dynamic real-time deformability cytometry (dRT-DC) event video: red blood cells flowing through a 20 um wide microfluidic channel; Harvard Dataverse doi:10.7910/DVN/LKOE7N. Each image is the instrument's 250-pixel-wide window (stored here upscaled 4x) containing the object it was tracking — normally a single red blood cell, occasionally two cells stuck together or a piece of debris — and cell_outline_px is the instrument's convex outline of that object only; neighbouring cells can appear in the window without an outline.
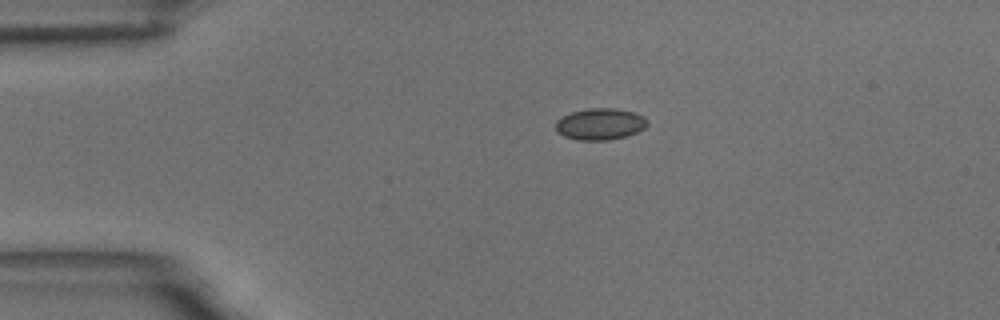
{"species": "common noctule bat (a hibernating species)", "species_latin": "Nyctalus noctula", "temperature_condition": "room temperature", "stored_images_in_passage": 4, "camera_frame_rate_fps": 3000, "um_per_image_px": 0.085, "animal": {"sex": "male", "body_mass_g": 18.8}, "frame": {"image": 1, "passage_image": 4, "time_ms": 4.333, "image_size_px": [1000, 320], "cell_outline_px": [[648, 124], [644, 128], [628, 136], [608, 140], [576, 140], [564, 136], [556, 132], [556, 120], [560, 116], [572, 112], [588, 108], [616, 108], [632, 112], [644, 116], [648, 120]], "centroid_in_image_um": [50.99, 10.54], "position_along_channel_um": 34.0, "area_um2": 17.05}}